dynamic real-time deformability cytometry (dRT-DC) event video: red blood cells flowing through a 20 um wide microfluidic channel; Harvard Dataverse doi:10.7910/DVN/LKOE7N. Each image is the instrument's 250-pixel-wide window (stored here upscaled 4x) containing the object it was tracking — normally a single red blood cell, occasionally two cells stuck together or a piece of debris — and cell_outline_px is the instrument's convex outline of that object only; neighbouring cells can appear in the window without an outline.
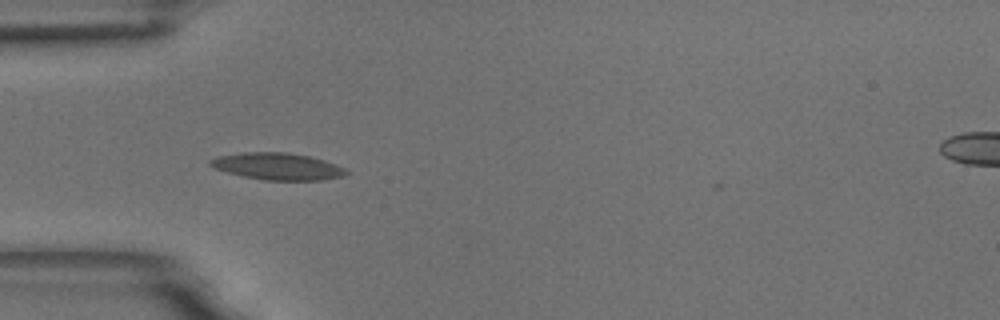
{"species": "common noctule bat (a hibernating species)", "species_latin": "Nyctalus noctula", "temperature_condition": "room temperature", "stored_images_in_passage": 40, "camera_frame_rate_fps": 3000, "um_per_image_px": 0.085, "animal": {"sex": "male", "body_mass_g": 18.8}, "frame": {"image": 1, "passage_image": 1, "time_ms": 0.0, "image_size_px": [1000, 320], "cell_outline_px": [[348, 172], [344, 176], [320, 180], [264, 180], [244, 176], [212, 168], [208, 164], [208, 160], [216, 156], [244, 152], [288, 152], [308, 156], [324, 160], [344, 168]], "centroid_in_image_um": [23.54, 14.13], "position_along_channel_um": 61.5, "area_um2": 21.27}}
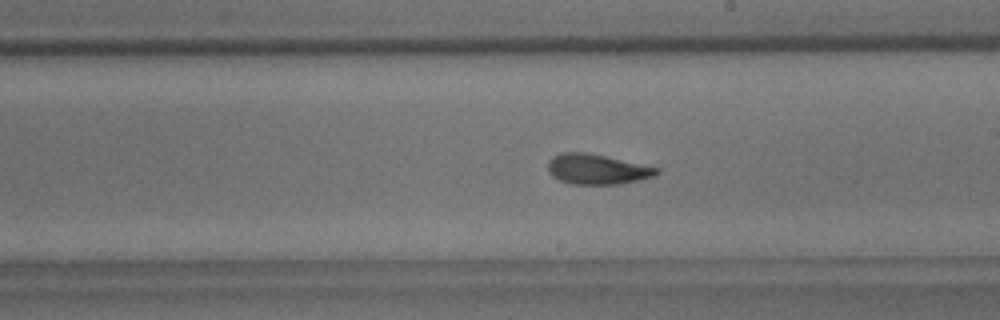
{"frame": {"image": 2, "passage_image": 16, "time_ms": 5.0, "image_size_px": [1000, 320], "cell_outline_px": [[660, 172], [652, 176], [636, 180], [616, 184], [572, 184], [560, 180], [552, 176], [548, 172], [548, 160], [552, 156], [560, 152], [588, 152], [660, 168]], "centroid_in_image_um": [50.7, 14.36], "position_along_channel_um": 238.3, "area_um2": 19.07}}
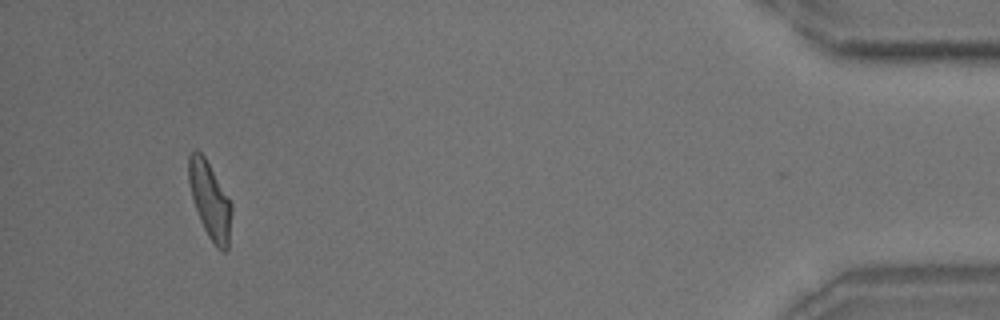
{"frame": {"image": 3, "passage_image": 37, "time_ms": 12.0, "image_size_px": [1000, 320], "cell_outline_px": [[232, 212], [228, 248], [224, 252], [216, 248], [208, 236], [200, 220], [192, 196], [188, 180], [188, 156], [196, 148], [204, 156], [232, 204]], "centroid_in_image_um": [17.85, 17.04], "position_along_channel_um": 417.4, "area_um2": 18.96}, "authors_computed_cell_mechanics": {"area_um2": 18.9873, "velocity_mm_per_s": 3.5702, "shape_relaxation_time_tau1_ms": 10.1283, "shape_relaxation_time_tau2_ms": 2.6073, "deformation_change_tau1": 0.2499, "deformation_change_tau2": 0.0956}}